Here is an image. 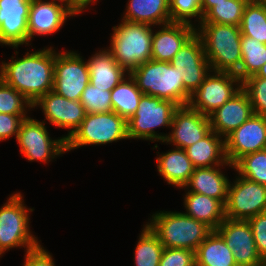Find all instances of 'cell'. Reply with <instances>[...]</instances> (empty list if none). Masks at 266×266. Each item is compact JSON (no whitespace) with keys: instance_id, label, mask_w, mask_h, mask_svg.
Masks as SVG:
<instances>
[{"instance_id":"cell-21","label":"cell","mask_w":266,"mask_h":266,"mask_svg":"<svg viewBox=\"0 0 266 266\" xmlns=\"http://www.w3.org/2000/svg\"><path fill=\"white\" fill-rule=\"evenodd\" d=\"M152 34L151 59L171 62L181 47L196 33L194 25L171 22Z\"/></svg>"},{"instance_id":"cell-37","label":"cell","mask_w":266,"mask_h":266,"mask_svg":"<svg viewBox=\"0 0 266 266\" xmlns=\"http://www.w3.org/2000/svg\"><path fill=\"white\" fill-rule=\"evenodd\" d=\"M242 89L249 97L253 113L266 117V78L252 75L242 81Z\"/></svg>"},{"instance_id":"cell-29","label":"cell","mask_w":266,"mask_h":266,"mask_svg":"<svg viewBox=\"0 0 266 266\" xmlns=\"http://www.w3.org/2000/svg\"><path fill=\"white\" fill-rule=\"evenodd\" d=\"M142 95L135 80L128 74L111 90L112 111L128 120L138 109Z\"/></svg>"},{"instance_id":"cell-12","label":"cell","mask_w":266,"mask_h":266,"mask_svg":"<svg viewBox=\"0 0 266 266\" xmlns=\"http://www.w3.org/2000/svg\"><path fill=\"white\" fill-rule=\"evenodd\" d=\"M233 182L230 181L228 187L226 218L248 220L266 211V186L240 175Z\"/></svg>"},{"instance_id":"cell-32","label":"cell","mask_w":266,"mask_h":266,"mask_svg":"<svg viewBox=\"0 0 266 266\" xmlns=\"http://www.w3.org/2000/svg\"><path fill=\"white\" fill-rule=\"evenodd\" d=\"M239 27L242 35L266 44V6L259 1L246 4Z\"/></svg>"},{"instance_id":"cell-47","label":"cell","mask_w":266,"mask_h":266,"mask_svg":"<svg viewBox=\"0 0 266 266\" xmlns=\"http://www.w3.org/2000/svg\"><path fill=\"white\" fill-rule=\"evenodd\" d=\"M259 2L266 6V0H259Z\"/></svg>"},{"instance_id":"cell-17","label":"cell","mask_w":266,"mask_h":266,"mask_svg":"<svg viewBox=\"0 0 266 266\" xmlns=\"http://www.w3.org/2000/svg\"><path fill=\"white\" fill-rule=\"evenodd\" d=\"M171 132L163 143L186 149L206 137L211 131L209 116L191 109L188 105L178 107L172 117Z\"/></svg>"},{"instance_id":"cell-24","label":"cell","mask_w":266,"mask_h":266,"mask_svg":"<svg viewBox=\"0 0 266 266\" xmlns=\"http://www.w3.org/2000/svg\"><path fill=\"white\" fill-rule=\"evenodd\" d=\"M157 171L169 185L182 188L188 183L194 166L184 149L175 148L166 153L158 152Z\"/></svg>"},{"instance_id":"cell-4","label":"cell","mask_w":266,"mask_h":266,"mask_svg":"<svg viewBox=\"0 0 266 266\" xmlns=\"http://www.w3.org/2000/svg\"><path fill=\"white\" fill-rule=\"evenodd\" d=\"M121 22L113 27L110 47L107 50L130 74L139 65L151 60L153 30L152 25L123 19Z\"/></svg>"},{"instance_id":"cell-22","label":"cell","mask_w":266,"mask_h":266,"mask_svg":"<svg viewBox=\"0 0 266 266\" xmlns=\"http://www.w3.org/2000/svg\"><path fill=\"white\" fill-rule=\"evenodd\" d=\"M222 166L234 169V165L194 168L190 180L183 188L188 189L187 192L199 193L220 200L225 205L230 181L221 172L219 167Z\"/></svg>"},{"instance_id":"cell-35","label":"cell","mask_w":266,"mask_h":266,"mask_svg":"<svg viewBox=\"0 0 266 266\" xmlns=\"http://www.w3.org/2000/svg\"><path fill=\"white\" fill-rule=\"evenodd\" d=\"M32 108L31 101L0 79V113L21 115L25 119L28 117L26 110Z\"/></svg>"},{"instance_id":"cell-26","label":"cell","mask_w":266,"mask_h":266,"mask_svg":"<svg viewBox=\"0 0 266 266\" xmlns=\"http://www.w3.org/2000/svg\"><path fill=\"white\" fill-rule=\"evenodd\" d=\"M185 215L216 230L225 217V205L217 199L199 193L187 192L184 197Z\"/></svg>"},{"instance_id":"cell-13","label":"cell","mask_w":266,"mask_h":266,"mask_svg":"<svg viewBox=\"0 0 266 266\" xmlns=\"http://www.w3.org/2000/svg\"><path fill=\"white\" fill-rule=\"evenodd\" d=\"M60 2V3H58ZM81 14L71 0H31L28 17V43L36 35H52L69 17Z\"/></svg>"},{"instance_id":"cell-20","label":"cell","mask_w":266,"mask_h":266,"mask_svg":"<svg viewBox=\"0 0 266 266\" xmlns=\"http://www.w3.org/2000/svg\"><path fill=\"white\" fill-rule=\"evenodd\" d=\"M253 109L247 93L241 89L209 115L212 131L225 139L252 115Z\"/></svg>"},{"instance_id":"cell-30","label":"cell","mask_w":266,"mask_h":266,"mask_svg":"<svg viewBox=\"0 0 266 266\" xmlns=\"http://www.w3.org/2000/svg\"><path fill=\"white\" fill-rule=\"evenodd\" d=\"M242 60L236 76L241 80L255 75L266 63V44L257 39L241 35Z\"/></svg>"},{"instance_id":"cell-23","label":"cell","mask_w":266,"mask_h":266,"mask_svg":"<svg viewBox=\"0 0 266 266\" xmlns=\"http://www.w3.org/2000/svg\"><path fill=\"white\" fill-rule=\"evenodd\" d=\"M89 83L102 90L111 91L128 73L115 61L107 49H101L88 59Z\"/></svg>"},{"instance_id":"cell-33","label":"cell","mask_w":266,"mask_h":266,"mask_svg":"<svg viewBox=\"0 0 266 266\" xmlns=\"http://www.w3.org/2000/svg\"><path fill=\"white\" fill-rule=\"evenodd\" d=\"M245 6L246 3L241 0H224L208 11L201 23L240 26Z\"/></svg>"},{"instance_id":"cell-9","label":"cell","mask_w":266,"mask_h":266,"mask_svg":"<svg viewBox=\"0 0 266 266\" xmlns=\"http://www.w3.org/2000/svg\"><path fill=\"white\" fill-rule=\"evenodd\" d=\"M16 139L20 146L21 154L30 162L38 160L49 163L56 156L67 152L66 139L64 137L52 140L45 122L29 116L22 121Z\"/></svg>"},{"instance_id":"cell-43","label":"cell","mask_w":266,"mask_h":266,"mask_svg":"<svg viewBox=\"0 0 266 266\" xmlns=\"http://www.w3.org/2000/svg\"><path fill=\"white\" fill-rule=\"evenodd\" d=\"M224 0H200L202 15L204 16L215 4Z\"/></svg>"},{"instance_id":"cell-41","label":"cell","mask_w":266,"mask_h":266,"mask_svg":"<svg viewBox=\"0 0 266 266\" xmlns=\"http://www.w3.org/2000/svg\"><path fill=\"white\" fill-rule=\"evenodd\" d=\"M23 120L21 115L0 113V141L7 140L13 135L17 138Z\"/></svg>"},{"instance_id":"cell-40","label":"cell","mask_w":266,"mask_h":266,"mask_svg":"<svg viewBox=\"0 0 266 266\" xmlns=\"http://www.w3.org/2000/svg\"><path fill=\"white\" fill-rule=\"evenodd\" d=\"M247 221L251 226L257 251L266 262V211L249 218Z\"/></svg>"},{"instance_id":"cell-5","label":"cell","mask_w":266,"mask_h":266,"mask_svg":"<svg viewBox=\"0 0 266 266\" xmlns=\"http://www.w3.org/2000/svg\"><path fill=\"white\" fill-rule=\"evenodd\" d=\"M143 94L175 103L178 107L189 103L182 77L170 62L151 59L130 73Z\"/></svg>"},{"instance_id":"cell-48","label":"cell","mask_w":266,"mask_h":266,"mask_svg":"<svg viewBox=\"0 0 266 266\" xmlns=\"http://www.w3.org/2000/svg\"><path fill=\"white\" fill-rule=\"evenodd\" d=\"M73 3H74V5L76 6V0H71Z\"/></svg>"},{"instance_id":"cell-14","label":"cell","mask_w":266,"mask_h":266,"mask_svg":"<svg viewBox=\"0 0 266 266\" xmlns=\"http://www.w3.org/2000/svg\"><path fill=\"white\" fill-rule=\"evenodd\" d=\"M182 77L185 91L191 96L212 72L202 41L195 33L170 62Z\"/></svg>"},{"instance_id":"cell-8","label":"cell","mask_w":266,"mask_h":266,"mask_svg":"<svg viewBox=\"0 0 266 266\" xmlns=\"http://www.w3.org/2000/svg\"><path fill=\"white\" fill-rule=\"evenodd\" d=\"M128 139L127 120L116 112L86 113L73 134L66 139V151L85 145H103Z\"/></svg>"},{"instance_id":"cell-42","label":"cell","mask_w":266,"mask_h":266,"mask_svg":"<svg viewBox=\"0 0 266 266\" xmlns=\"http://www.w3.org/2000/svg\"><path fill=\"white\" fill-rule=\"evenodd\" d=\"M53 256L39 244L37 247L26 251L23 266H55Z\"/></svg>"},{"instance_id":"cell-2","label":"cell","mask_w":266,"mask_h":266,"mask_svg":"<svg viewBox=\"0 0 266 266\" xmlns=\"http://www.w3.org/2000/svg\"><path fill=\"white\" fill-rule=\"evenodd\" d=\"M198 26L196 34L202 41L212 71L237 74L242 60L240 27L215 23Z\"/></svg>"},{"instance_id":"cell-38","label":"cell","mask_w":266,"mask_h":266,"mask_svg":"<svg viewBox=\"0 0 266 266\" xmlns=\"http://www.w3.org/2000/svg\"><path fill=\"white\" fill-rule=\"evenodd\" d=\"M171 22L192 24L191 18L203 20L200 0H169Z\"/></svg>"},{"instance_id":"cell-36","label":"cell","mask_w":266,"mask_h":266,"mask_svg":"<svg viewBox=\"0 0 266 266\" xmlns=\"http://www.w3.org/2000/svg\"><path fill=\"white\" fill-rule=\"evenodd\" d=\"M86 113H106L112 111L111 91L102 90L88 84L81 94L80 100Z\"/></svg>"},{"instance_id":"cell-11","label":"cell","mask_w":266,"mask_h":266,"mask_svg":"<svg viewBox=\"0 0 266 266\" xmlns=\"http://www.w3.org/2000/svg\"><path fill=\"white\" fill-rule=\"evenodd\" d=\"M89 81L88 62H84L80 54L55 51L53 91L69 100L79 101Z\"/></svg>"},{"instance_id":"cell-6","label":"cell","mask_w":266,"mask_h":266,"mask_svg":"<svg viewBox=\"0 0 266 266\" xmlns=\"http://www.w3.org/2000/svg\"><path fill=\"white\" fill-rule=\"evenodd\" d=\"M178 106L168 100L143 94L138 109L127 120L128 139L164 142L168 134H158L157 127L171 128L172 117Z\"/></svg>"},{"instance_id":"cell-3","label":"cell","mask_w":266,"mask_h":266,"mask_svg":"<svg viewBox=\"0 0 266 266\" xmlns=\"http://www.w3.org/2000/svg\"><path fill=\"white\" fill-rule=\"evenodd\" d=\"M147 225L165 248L188 249L194 252L213 231L205 223L176 211L156 212Z\"/></svg>"},{"instance_id":"cell-15","label":"cell","mask_w":266,"mask_h":266,"mask_svg":"<svg viewBox=\"0 0 266 266\" xmlns=\"http://www.w3.org/2000/svg\"><path fill=\"white\" fill-rule=\"evenodd\" d=\"M216 231L222 236L227 247L232 250L237 266H263L255 246L253 232L247 220L225 218Z\"/></svg>"},{"instance_id":"cell-10","label":"cell","mask_w":266,"mask_h":266,"mask_svg":"<svg viewBox=\"0 0 266 266\" xmlns=\"http://www.w3.org/2000/svg\"><path fill=\"white\" fill-rule=\"evenodd\" d=\"M190 96L191 109L209 116L242 89V81L232 73L212 71Z\"/></svg>"},{"instance_id":"cell-28","label":"cell","mask_w":266,"mask_h":266,"mask_svg":"<svg viewBox=\"0 0 266 266\" xmlns=\"http://www.w3.org/2000/svg\"><path fill=\"white\" fill-rule=\"evenodd\" d=\"M196 266H237L232 250L213 230L195 251Z\"/></svg>"},{"instance_id":"cell-39","label":"cell","mask_w":266,"mask_h":266,"mask_svg":"<svg viewBox=\"0 0 266 266\" xmlns=\"http://www.w3.org/2000/svg\"><path fill=\"white\" fill-rule=\"evenodd\" d=\"M159 266H196L195 252L164 247Z\"/></svg>"},{"instance_id":"cell-45","label":"cell","mask_w":266,"mask_h":266,"mask_svg":"<svg viewBox=\"0 0 266 266\" xmlns=\"http://www.w3.org/2000/svg\"><path fill=\"white\" fill-rule=\"evenodd\" d=\"M255 77L266 78V63L254 75Z\"/></svg>"},{"instance_id":"cell-44","label":"cell","mask_w":266,"mask_h":266,"mask_svg":"<svg viewBox=\"0 0 266 266\" xmlns=\"http://www.w3.org/2000/svg\"><path fill=\"white\" fill-rule=\"evenodd\" d=\"M95 1L97 0H76V7L83 12L88 5H90L91 3H95Z\"/></svg>"},{"instance_id":"cell-7","label":"cell","mask_w":266,"mask_h":266,"mask_svg":"<svg viewBox=\"0 0 266 266\" xmlns=\"http://www.w3.org/2000/svg\"><path fill=\"white\" fill-rule=\"evenodd\" d=\"M22 196L12 194L0 208V257L14 247H24L26 252L40 244L29 227V212L34 209H27Z\"/></svg>"},{"instance_id":"cell-18","label":"cell","mask_w":266,"mask_h":266,"mask_svg":"<svg viewBox=\"0 0 266 266\" xmlns=\"http://www.w3.org/2000/svg\"><path fill=\"white\" fill-rule=\"evenodd\" d=\"M32 107H40L45 120L50 124L69 129L68 134L63 136L65 139L73 134L86 116L85 108L80 101L69 100L53 90L40 96Z\"/></svg>"},{"instance_id":"cell-31","label":"cell","mask_w":266,"mask_h":266,"mask_svg":"<svg viewBox=\"0 0 266 266\" xmlns=\"http://www.w3.org/2000/svg\"><path fill=\"white\" fill-rule=\"evenodd\" d=\"M143 230L135 248L134 262L136 266H159L164 246L157 235L147 224Z\"/></svg>"},{"instance_id":"cell-27","label":"cell","mask_w":266,"mask_h":266,"mask_svg":"<svg viewBox=\"0 0 266 266\" xmlns=\"http://www.w3.org/2000/svg\"><path fill=\"white\" fill-rule=\"evenodd\" d=\"M123 20L162 26L171 23L169 0H129Z\"/></svg>"},{"instance_id":"cell-16","label":"cell","mask_w":266,"mask_h":266,"mask_svg":"<svg viewBox=\"0 0 266 266\" xmlns=\"http://www.w3.org/2000/svg\"><path fill=\"white\" fill-rule=\"evenodd\" d=\"M266 149V117L253 114L225 138V153L234 165L246 154Z\"/></svg>"},{"instance_id":"cell-46","label":"cell","mask_w":266,"mask_h":266,"mask_svg":"<svg viewBox=\"0 0 266 266\" xmlns=\"http://www.w3.org/2000/svg\"><path fill=\"white\" fill-rule=\"evenodd\" d=\"M241 1L245 2L246 4L253 3V0H241Z\"/></svg>"},{"instance_id":"cell-34","label":"cell","mask_w":266,"mask_h":266,"mask_svg":"<svg viewBox=\"0 0 266 266\" xmlns=\"http://www.w3.org/2000/svg\"><path fill=\"white\" fill-rule=\"evenodd\" d=\"M237 174L266 186V149L246 154L235 164Z\"/></svg>"},{"instance_id":"cell-1","label":"cell","mask_w":266,"mask_h":266,"mask_svg":"<svg viewBox=\"0 0 266 266\" xmlns=\"http://www.w3.org/2000/svg\"><path fill=\"white\" fill-rule=\"evenodd\" d=\"M0 65V79L23 94L32 104L54 87L55 50L53 47L26 52L23 58Z\"/></svg>"},{"instance_id":"cell-25","label":"cell","mask_w":266,"mask_h":266,"mask_svg":"<svg viewBox=\"0 0 266 266\" xmlns=\"http://www.w3.org/2000/svg\"><path fill=\"white\" fill-rule=\"evenodd\" d=\"M211 131L206 137L185 149L195 168L232 165L225 153V139Z\"/></svg>"},{"instance_id":"cell-19","label":"cell","mask_w":266,"mask_h":266,"mask_svg":"<svg viewBox=\"0 0 266 266\" xmlns=\"http://www.w3.org/2000/svg\"><path fill=\"white\" fill-rule=\"evenodd\" d=\"M30 5L31 0H0V45L28 46Z\"/></svg>"}]
</instances>
